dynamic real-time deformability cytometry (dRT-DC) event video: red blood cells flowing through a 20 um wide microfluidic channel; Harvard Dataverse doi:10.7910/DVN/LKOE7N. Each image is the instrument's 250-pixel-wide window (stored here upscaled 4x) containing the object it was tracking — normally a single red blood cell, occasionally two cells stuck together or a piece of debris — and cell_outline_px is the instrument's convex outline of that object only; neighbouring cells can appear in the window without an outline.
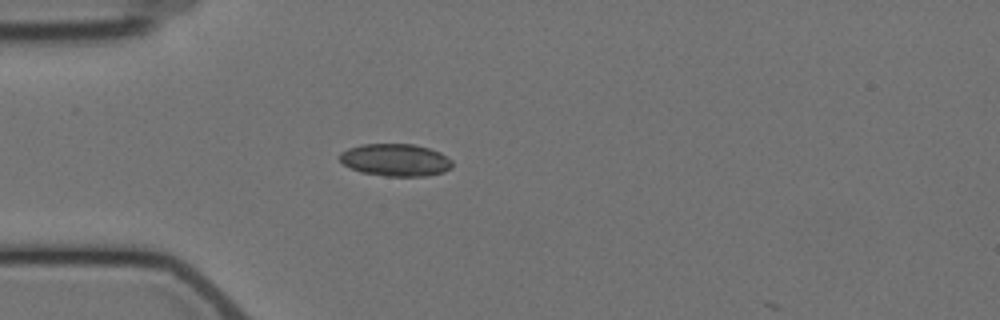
{"species": "Egyptian fruit bat (a non-hibernating species)", "species_latin": "Rousettus aegyptiacus", "temperature_condition": "cold", "stored_images_in_passage": 5, "camera_frame_rate_fps": 3000, "um_per_image_px": 0.085, "animal": {"sex": "female"}, "frame": {"image": 1, "passage_image": 5, "time_ms": 5.0, "image_size_px": [1000, 320], "cell_outline_px": [[452, 168], [444, 172], [424, 176], [384, 176], [360, 172], [344, 164], [336, 156], [340, 152], [348, 148], [360, 144], [412, 144], [428, 148], [440, 152], [452, 160]], "centroid_in_image_um": [33.59, 13.59], "position_along_channel_um": 51.4, "area_um2": 21.39}}